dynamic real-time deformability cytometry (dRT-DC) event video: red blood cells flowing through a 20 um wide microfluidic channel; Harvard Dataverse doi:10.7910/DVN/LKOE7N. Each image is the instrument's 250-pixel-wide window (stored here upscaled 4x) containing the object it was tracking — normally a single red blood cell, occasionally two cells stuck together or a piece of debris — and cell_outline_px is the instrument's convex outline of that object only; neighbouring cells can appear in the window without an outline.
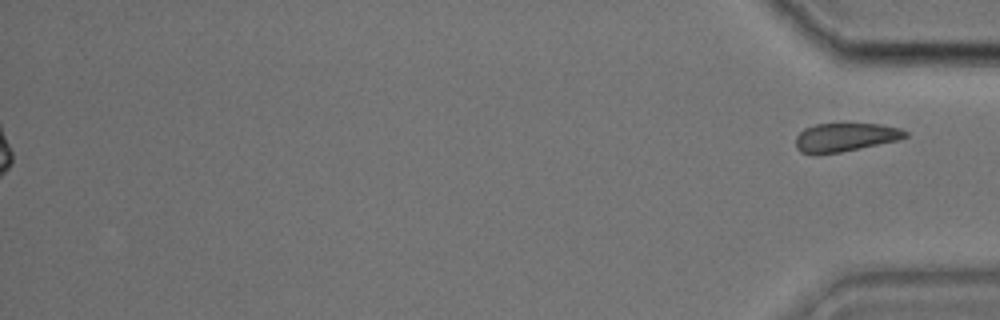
{"species": "common noctule bat (a hibernating species)", "species_latin": "Nyctalus noctula", "temperature_condition": "cold", "stored_images_in_passage": 31, "segment_of_instrument_passage": [2, 2], "camera_frame_rate_fps": 3000, "um_per_image_px": 0.085, "animal": {"sex": "male", "body_mass_g": 17.9, "forearm_length_mm": 54.2}, "frame": {"image": 1, "passage_image": 31, "time_ms": 10.0, "image_size_px": [1000, 320], "cell_outline_px": [[908, 136], [896, 140], [860, 148], [840, 152], [816, 156], [800, 152], [796, 148], [796, 136], [804, 128], [816, 124], [880, 124], [900, 128], [908, 132]], "centroid_in_image_um": [71.79, 11.68], "position_along_channel_um": 363.4, "area_um2": 18.32}}